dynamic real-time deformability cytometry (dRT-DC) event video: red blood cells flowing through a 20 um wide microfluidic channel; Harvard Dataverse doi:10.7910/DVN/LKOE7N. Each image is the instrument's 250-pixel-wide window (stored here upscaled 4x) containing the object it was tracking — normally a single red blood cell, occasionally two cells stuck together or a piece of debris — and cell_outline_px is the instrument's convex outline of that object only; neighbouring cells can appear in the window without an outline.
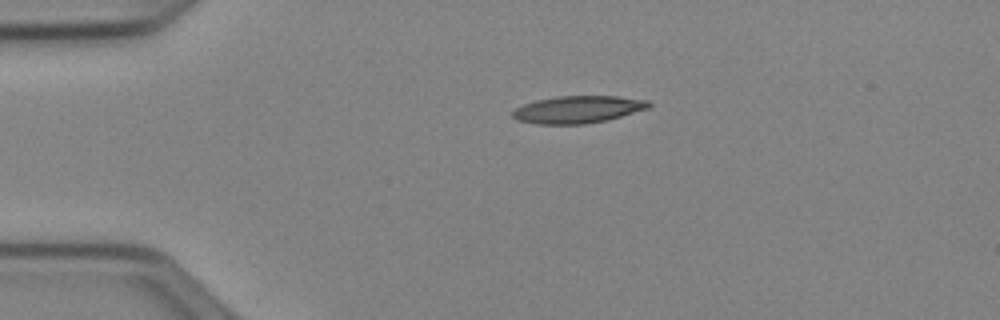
{"species": "Egyptian fruit bat (a non-hibernating species)", "species_latin": "Rousettus aegyptiacus", "temperature_condition": "cold", "stored_images_in_passage": 41, "camera_frame_rate_fps": 3000, "um_per_image_px": 0.085, "animal": {"sex": "female"}, "frame": {"image": 1, "passage_image": 1, "time_ms": 0.0, "image_size_px": [1000, 320], "cell_outline_px": [[652, 104], [648, 108], [608, 120], [584, 124], [536, 124], [516, 120], [512, 116], [512, 112], [516, 108], [524, 104], [536, 100], [556, 96], [616, 96], [648, 100]], "centroid_in_image_um": [49.11, 9.3], "position_along_channel_um": 35.9, "area_um2": 21.68}}
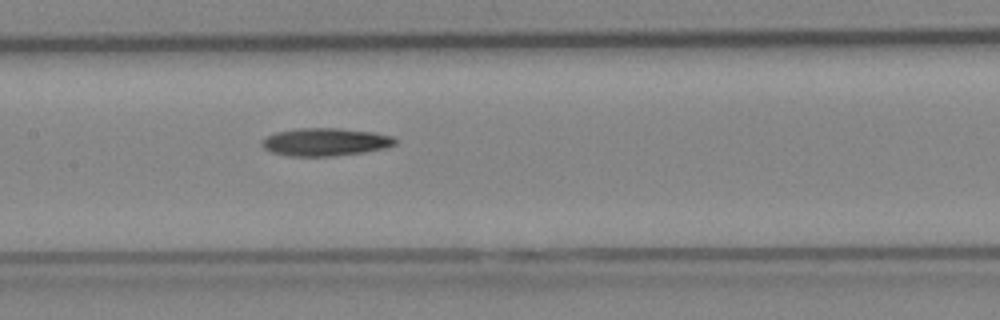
{"frame": {"image": 2, "passage_image": 15, "time_ms": 4.667, "image_size_px": [1000, 320], "cell_outline_px": [[396, 144], [388, 148], [364, 152], [328, 156], [288, 156], [272, 152], [264, 148], [260, 144], [268, 136], [276, 132], [296, 128], [340, 128], [372, 132], [392, 136], [396, 140]], "centroid_in_image_um": [27.67, 12.06], "position_along_channel_um": 179.7, "area_um2": 21.56}}
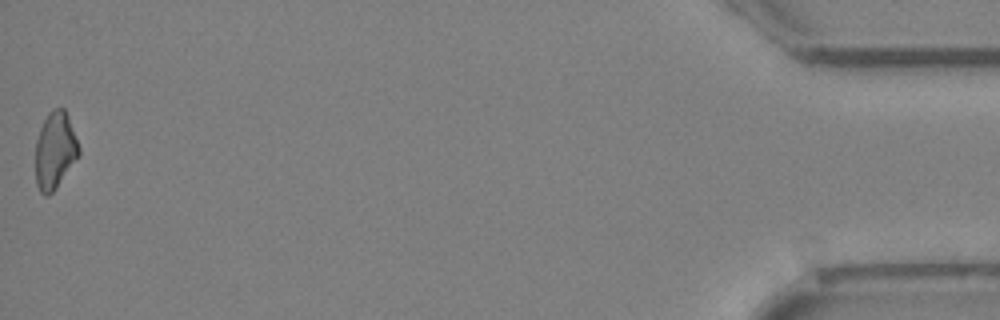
{"frame": {"image": 3, "passage_image": 41, "time_ms": 13.333, "image_size_px": [1000, 320], "cell_outline_px": [[80, 156], [56, 188], [48, 196], [44, 196], [40, 192], [36, 184], [36, 140], [40, 128], [48, 112], [52, 108], [64, 108], [68, 116], [80, 148]], "centroid_in_image_um": [4.68, 12.8], "position_along_channel_um": 430.5, "area_um2": 19.59}}